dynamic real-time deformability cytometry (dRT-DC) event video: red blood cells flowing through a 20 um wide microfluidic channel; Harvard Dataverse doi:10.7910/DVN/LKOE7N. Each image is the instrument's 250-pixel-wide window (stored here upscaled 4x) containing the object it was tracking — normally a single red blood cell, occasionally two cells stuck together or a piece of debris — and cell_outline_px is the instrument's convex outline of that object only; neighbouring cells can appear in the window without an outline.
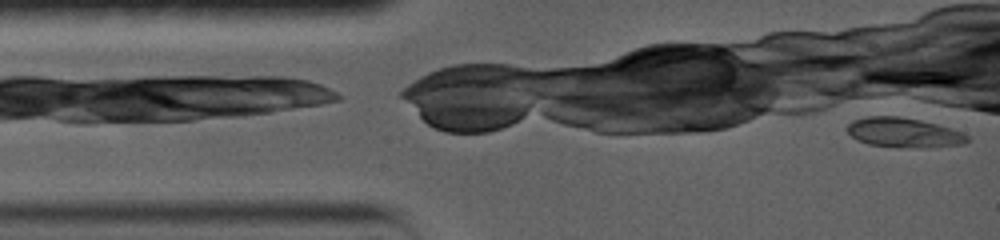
{"species": "common noctule bat (a hibernating species)", "species_latin": "Nyctalus noctula", "temperature_condition": "warm", "stored_images_in_passage": 1, "camera_frame_rate_fps": 5000, "um_per_image_px": 0.085, "animal": {"sex": "female", "body_mass_g": 19.0, "forearm_length_mm": 56.7}, "frame": {"image": 1, "passage_image": 1, "time_ms": 0.0, "image_size_px": [1000, 240], "cell_outline_px": [[968, 140], [964, 144], [932, 148], [896, 148], [868, 144], [856, 140], [848, 132], [848, 124], [852, 120], [868, 116], [896, 116], [920, 120], [952, 128], [964, 132], [968, 136]], "centroid_in_image_um": [76.85, 11.29], "position_along_channel_um": 8.2, "area_um2": 21.15}}